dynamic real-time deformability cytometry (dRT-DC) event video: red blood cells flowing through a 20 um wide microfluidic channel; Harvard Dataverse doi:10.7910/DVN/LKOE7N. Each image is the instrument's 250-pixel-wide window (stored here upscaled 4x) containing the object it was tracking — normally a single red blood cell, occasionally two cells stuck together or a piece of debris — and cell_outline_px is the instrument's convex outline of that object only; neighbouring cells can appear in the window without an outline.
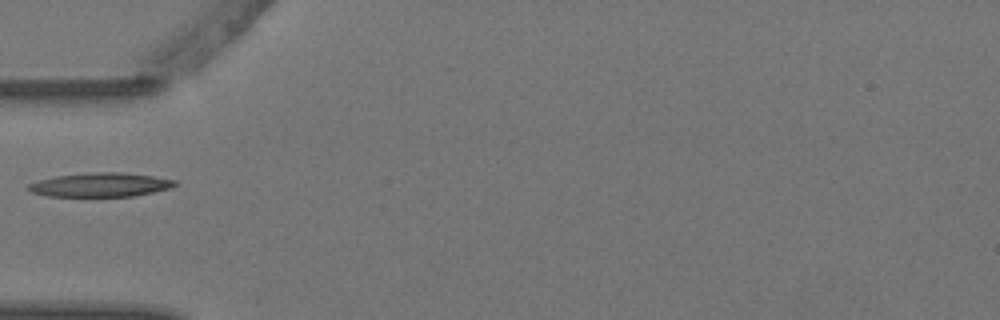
{"species": "Egyptian fruit bat (a non-hibernating species)", "species_latin": "Rousettus aegyptiacus", "temperature_condition": "warm", "stored_images_in_passage": 3, "camera_frame_rate_fps": 3000, "um_per_image_px": 0.085, "animal": {"sex": "female"}, "frame": {"image": 1, "passage_image": 2, "time_ms": 0.333, "image_size_px": [1000, 320], "cell_outline_px": [[176, 184], [172, 188], [132, 196], [48, 196], [32, 192], [28, 188], [28, 184], [40, 180], [56, 176], [92, 172], [120, 172], [152, 176], [176, 180]], "centroid_in_image_um": [8.55, 15.7], "position_along_channel_um": 76.4, "area_um2": 20.23}}
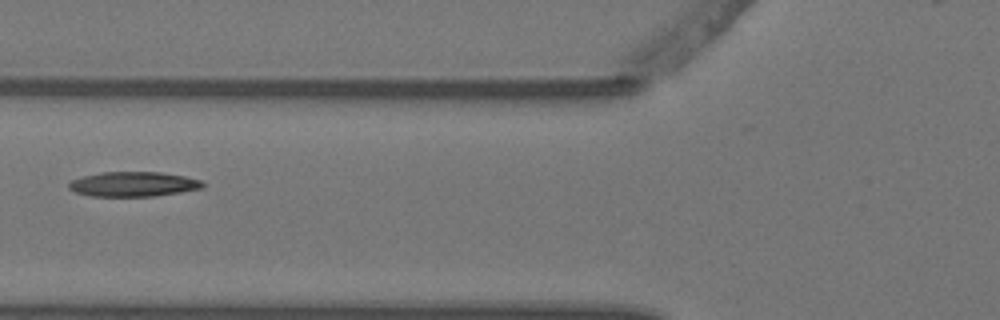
{"frame": {"image": 2, "passage_image": 3, "time_ms": 0.667, "image_size_px": [1000, 320], "cell_outline_px": [[204, 188], [156, 196], [92, 196], [76, 192], [68, 188], [68, 184], [72, 180], [84, 176], [100, 172], [160, 172], [184, 176], [200, 180], [204, 184]], "centroid_in_image_um": [11.34, 15.65], "position_along_channel_um": 114.5, "area_um2": 19.25}}